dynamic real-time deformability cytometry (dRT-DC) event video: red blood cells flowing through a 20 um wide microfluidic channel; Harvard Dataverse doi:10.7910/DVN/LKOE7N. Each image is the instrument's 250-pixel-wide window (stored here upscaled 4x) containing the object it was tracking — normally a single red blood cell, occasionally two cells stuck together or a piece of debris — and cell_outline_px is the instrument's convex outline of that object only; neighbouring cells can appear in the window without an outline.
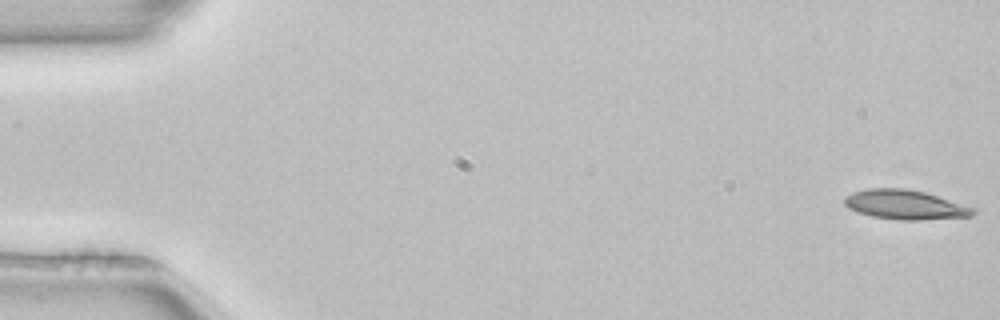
{"species": "common noctule bat (a hibernating species)", "species_latin": "Nyctalus noctula", "temperature_condition": "room temperature", "stored_images_in_passage": 4, "camera_frame_rate_fps": 3000, "um_per_image_px": 0.085, "animal": {"sex": "female", "body_mass_g": 22.7, "forearm_length_mm": 54.2}, "frame": {"image": 1, "passage_image": 1, "time_ms": 0.0, "image_size_px": [1000, 320], "cell_outline_px": [[976, 212], [972, 216], [920, 220], [900, 220], [872, 216], [856, 212], [848, 208], [844, 204], [844, 196], [852, 192], [868, 188], [904, 188], [924, 192], [976, 208]], "centroid_in_image_um": [76.91, 17.4], "position_along_channel_um": 8.1, "area_um2": 22.14}}
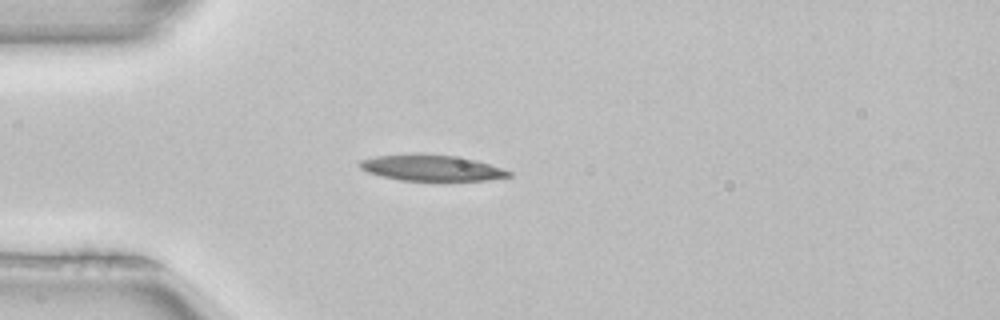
{"frame": {"image": 2, "passage_image": 4, "time_ms": 1.0, "image_size_px": [1000, 320], "cell_outline_px": [[512, 176], [488, 180], [400, 180], [368, 172], [360, 168], [360, 160], [376, 156], [412, 152], [416, 152], [452, 156], [476, 160], [512, 172]], "centroid_in_image_um": [36.65, 14.25], "position_along_channel_um": 48.4, "area_um2": 22.48}}